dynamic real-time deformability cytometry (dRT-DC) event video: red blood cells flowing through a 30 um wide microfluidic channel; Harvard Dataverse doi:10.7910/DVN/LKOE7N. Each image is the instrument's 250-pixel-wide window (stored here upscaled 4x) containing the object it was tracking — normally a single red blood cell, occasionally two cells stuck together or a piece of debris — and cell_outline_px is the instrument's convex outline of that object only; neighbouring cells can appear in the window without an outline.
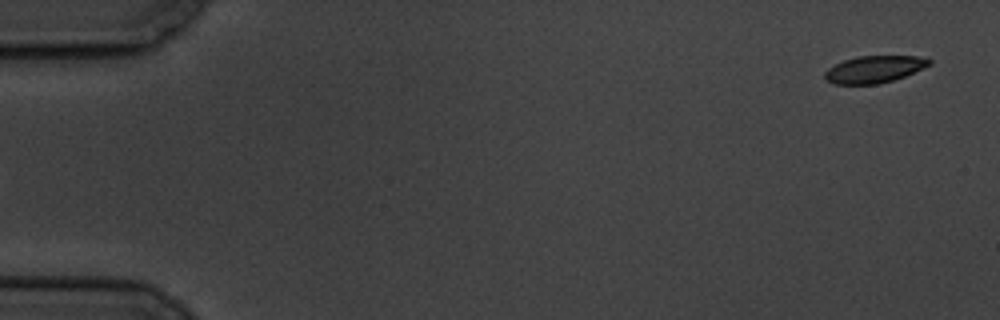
{"species": "common noctule bat (a hibernating species)", "species_latin": "Nyctalus noctula", "temperature_condition": "cold", "stored_images_in_passage": 6, "segment_of_instrument_passage": [2, 2], "camera_frame_rate_fps": 3000, "um_per_image_px": 0.085, "animal": {"sex": "male", "body_mass_g": 19.5, "forearm_length_mm": 54.6}, "frame": {"image": 1, "passage_image": 6, "time_ms": 6.667, "image_size_px": [1000, 320], "cell_outline_px": [[932, 64], [904, 76], [880, 84], [832, 84], [824, 76], [824, 72], [828, 68], [844, 60], [856, 56], [916, 56], [932, 60]], "centroid_in_image_um": [74.3, 5.89], "position_along_channel_um": 10.7, "area_um2": 16.36}}